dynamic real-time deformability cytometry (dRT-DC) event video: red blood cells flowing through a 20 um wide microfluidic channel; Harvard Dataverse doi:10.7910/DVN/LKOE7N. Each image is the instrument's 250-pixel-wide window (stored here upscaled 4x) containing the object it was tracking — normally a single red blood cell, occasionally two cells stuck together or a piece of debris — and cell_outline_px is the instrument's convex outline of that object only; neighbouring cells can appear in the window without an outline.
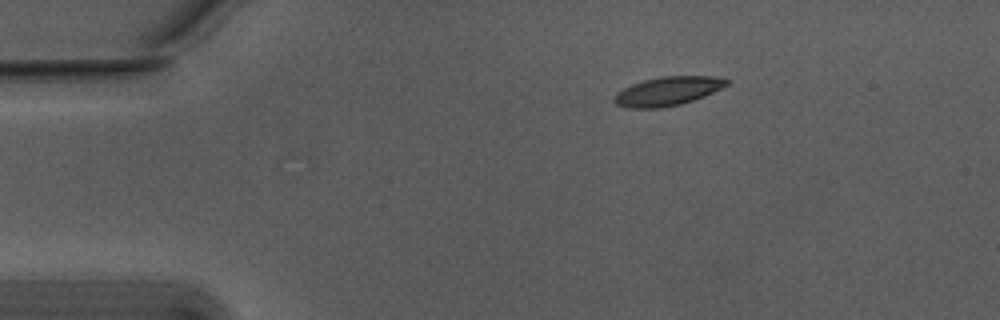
{"species": "Egyptian fruit bat (a non-hibernating species)", "species_latin": "Rousettus aegyptiacus", "temperature_condition": "warm", "stored_images_in_passage": 35, "camera_frame_rate_fps": 3000, "um_per_image_px": 0.085, "animal": {"sex": "male"}, "frame": {"image": 1, "passage_image": 1, "time_ms": 0.0, "image_size_px": [1000, 320], "cell_outline_px": [[728, 84], [704, 96], [680, 104], [660, 108], [628, 108], [616, 104], [612, 100], [616, 92], [632, 84], [644, 80], [664, 76], [716, 76], [728, 80]], "centroid_in_image_um": [56.71, 7.75], "position_along_channel_um": 28.3, "area_um2": 18.73}}
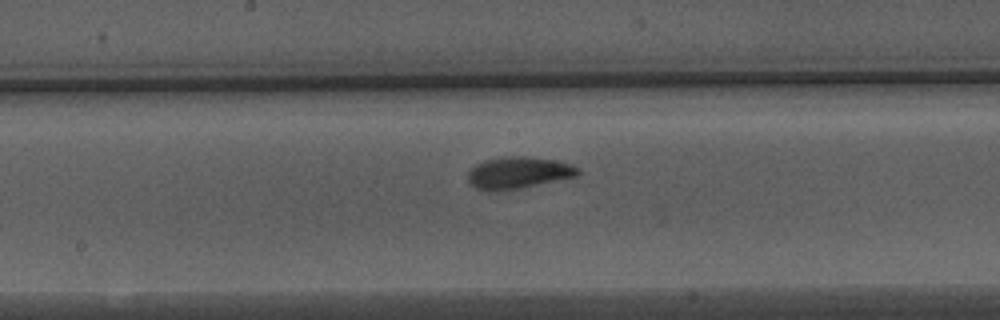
{"frame": {"image": 2, "passage_image": 20, "time_ms": 6.333, "image_size_px": [1000, 320], "cell_outline_px": [[580, 172], [576, 176], [520, 188], [496, 192], [492, 192], [476, 188], [468, 180], [468, 172], [476, 164], [484, 160], [504, 156], [524, 156], [556, 160], [572, 164], [580, 168]], "centroid_in_image_um": [44.06, 14.68], "position_along_channel_um": 204.1, "area_um2": 20.46}}
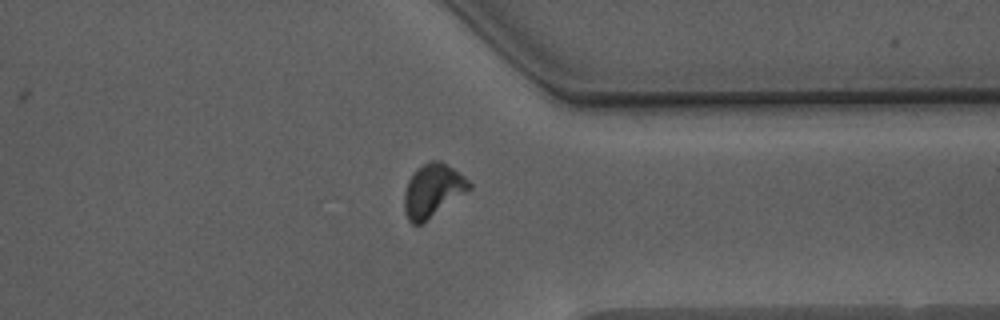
{"frame": {"image": 3, "passage_image": 34, "time_ms": 11.0, "image_size_px": [1000, 320], "cell_outline_px": [[472, 188], [420, 224], [412, 224], [408, 220], [404, 212], [404, 192], [408, 180], [416, 168], [432, 160], [440, 160], [460, 172], [472, 184]], "centroid_in_image_um": [36.77, 16.17], "position_along_channel_um": 374.6, "area_um2": 19.94}}